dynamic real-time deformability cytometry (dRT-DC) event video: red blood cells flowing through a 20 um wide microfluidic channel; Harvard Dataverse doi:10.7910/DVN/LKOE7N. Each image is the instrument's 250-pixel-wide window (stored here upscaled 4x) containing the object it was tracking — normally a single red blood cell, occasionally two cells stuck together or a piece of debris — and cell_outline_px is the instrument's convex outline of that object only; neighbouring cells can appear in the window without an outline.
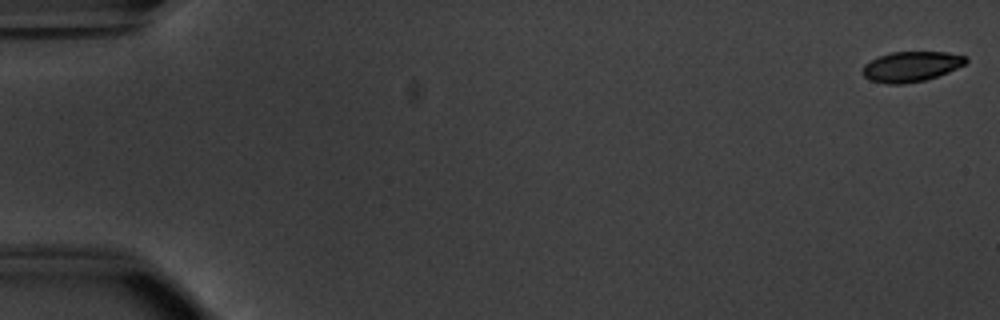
{"species": "common noctule bat (a hibernating species)", "species_latin": "Nyctalus noctula", "temperature_condition": "warm", "stored_images_in_passage": 54, "camera_frame_rate_fps": 3000, "um_per_image_px": 0.085, "animal": {"sex": "male", "body_mass_g": 20.1, "forearm_length_mm": 53.5}, "frame": {"image": 1, "passage_image": 1, "time_ms": 0.0, "image_size_px": [1000, 320], "cell_outline_px": [[968, 60], [964, 64], [948, 72], [924, 80], [904, 84], [884, 84], [872, 80], [864, 76], [864, 64], [880, 56], [892, 52], [948, 52], [968, 56]], "centroid_in_image_um": [77.48, 5.65], "position_along_channel_um": 7.5, "area_um2": 17.98}}
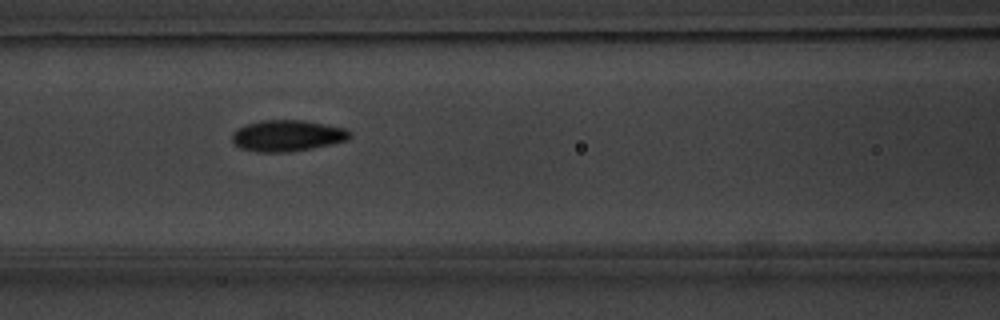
{"frame": {"image": 2, "passage_image": 24, "time_ms": 7.667, "image_size_px": [1000, 320], "cell_outline_px": [[352, 136], [348, 140], [332, 144], [312, 148], [288, 152], [256, 152], [240, 148], [232, 140], [232, 132], [248, 124], [260, 120], [304, 120], [344, 128], [352, 132]], "centroid_in_image_um": [24.44, 11.54], "position_along_channel_um": 142.2, "area_um2": 21.44}}
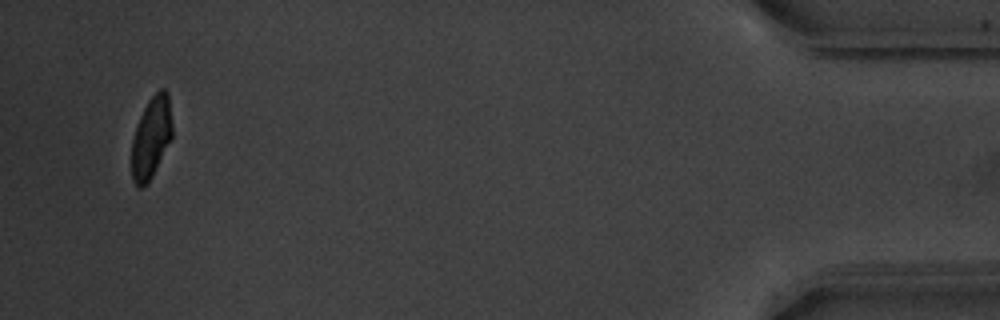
{"frame": {"image": 3, "passage_image": 52, "time_ms": 17.0, "image_size_px": [1000, 320], "cell_outline_px": [[172, 136], [148, 184], [140, 188], [132, 180], [132, 140], [140, 116], [148, 100], [160, 88], [164, 88], [168, 92], [172, 124]], "centroid_in_image_um": [12.86, 11.67], "position_along_channel_um": 422.3, "area_um2": 19.07}, "authors_computed_cell_mechanics": {"area_um2": 20.3745, "velocity_mm_per_s": 3.8071, "shape_relaxation_time_tau1_ms": 3.2301, "shape_relaxation_time_tau2_ms": 1.1332, "deformation_change_tau1": 0.1383, "deformation_change_tau2": 0.0498}}